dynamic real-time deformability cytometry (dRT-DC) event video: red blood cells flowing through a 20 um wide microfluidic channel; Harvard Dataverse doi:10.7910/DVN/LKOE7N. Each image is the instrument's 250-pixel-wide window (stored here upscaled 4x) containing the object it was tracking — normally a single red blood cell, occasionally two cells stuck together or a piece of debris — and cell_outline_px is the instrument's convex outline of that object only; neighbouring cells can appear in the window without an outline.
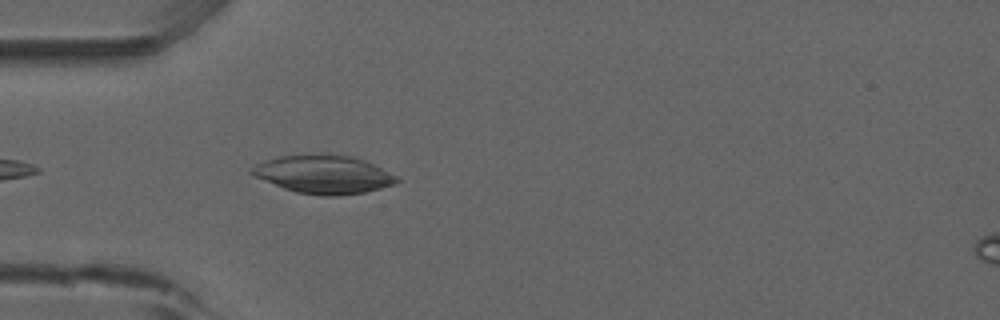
{"species": "common noctule bat (a hibernating species)", "species_latin": "Nyctalus noctula", "temperature_condition": "room temperature", "stored_images_in_passage": 9, "camera_frame_rate_fps": 3000, "um_per_image_px": 0.085, "animal": {"sex": "male", "forearm_length_mm": 52.5}, "frame": {"image": 1, "passage_image": 3, "time_ms": 0.667, "image_size_px": [1000, 320], "cell_outline_px": [[400, 180], [396, 184], [364, 192], [336, 196], [320, 196], [296, 192], [284, 188], [252, 176], [248, 172], [256, 164], [280, 156], [328, 152], [352, 156], [364, 160], [396, 176]], "centroid_in_image_um": [27.49, 14.81], "position_along_channel_um": 57.5, "area_um2": 32.6}}
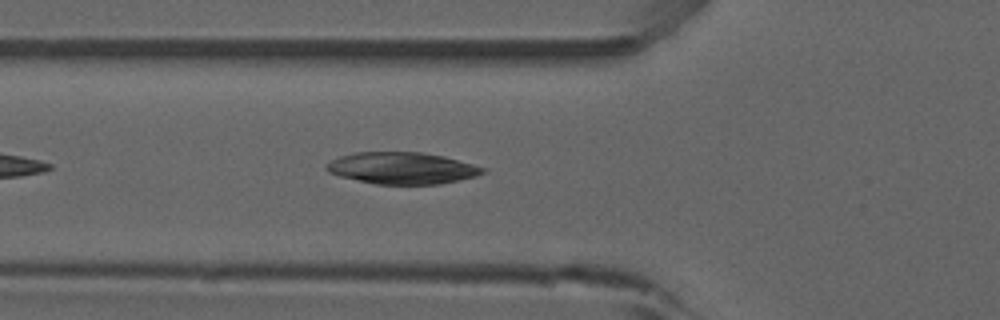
{"frame": {"image": 2, "passage_image": 6, "time_ms": 1.667, "image_size_px": [1000, 320], "cell_outline_px": [[488, 168], [484, 172], [476, 176], [460, 180], [440, 184], [376, 184], [340, 176], [328, 172], [324, 168], [332, 160], [340, 156], [356, 152], [420, 152], [444, 156]], "centroid_in_image_um": [34.2, 14.29], "position_along_channel_um": 91.6, "area_um2": 28.84}}